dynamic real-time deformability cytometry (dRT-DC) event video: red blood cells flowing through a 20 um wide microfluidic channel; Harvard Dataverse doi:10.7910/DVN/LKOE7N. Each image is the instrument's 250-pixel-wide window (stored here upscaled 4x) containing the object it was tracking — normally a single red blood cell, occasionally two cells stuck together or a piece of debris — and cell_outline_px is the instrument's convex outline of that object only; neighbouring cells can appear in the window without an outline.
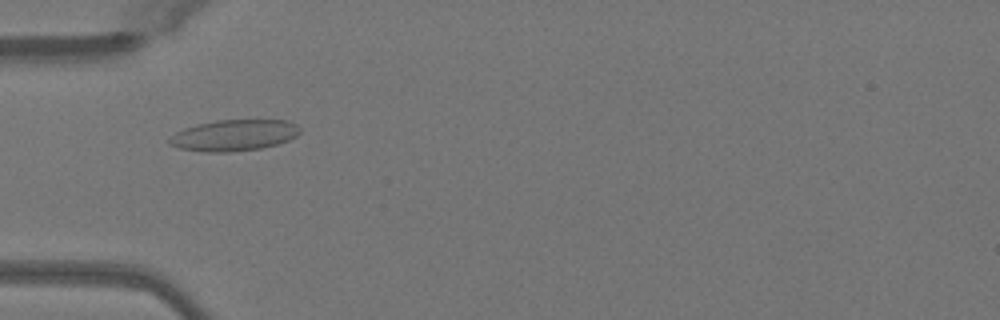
{"species": "Egyptian fruit bat (a non-hibernating species)", "species_latin": "Rousettus aegyptiacus", "temperature_condition": "warm", "stored_images_in_passage": 50, "camera_frame_rate_fps": 3000, "um_per_image_px": 0.085, "animal": {"sex": "female"}, "frame": {"image": 1, "passage_image": 16, "time_ms": 5.0, "image_size_px": [1000, 320], "cell_outline_px": [[300, 132], [296, 136], [288, 140], [276, 144], [260, 148], [228, 152], [204, 152], [180, 148], [168, 144], [168, 140], [176, 132], [184, 128], [196, 124], [216, 120], [288, 120], [296, 124], [300, 128]], "centroid_in_image_um": [19.88, 11.49], "position_along_channel_um": 65.1, "area_um2": 23.7}}
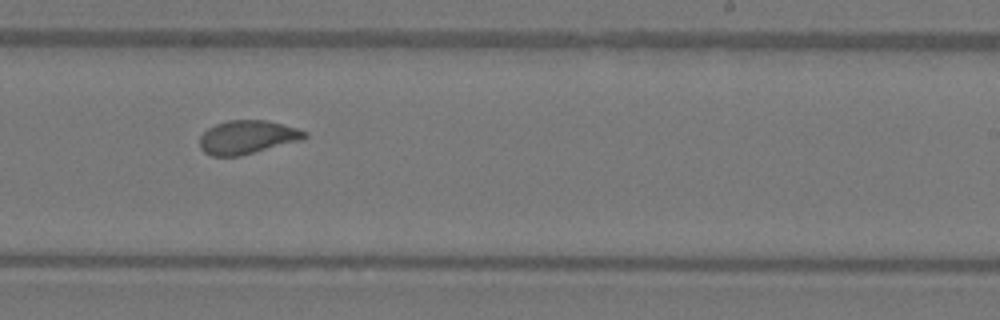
{"frame": {"image": 2, "passage_image": 31, "time_ms": 10.0, "image_size_px": [1000, 320], "cell_outline_px": [[308, 136], [304, 140], [240, 156], [212, 156], [204, 152], [200, 148], [200, 136], [208, 128], [216, 124], [228, 120], [268, 120], [296, 128], [308, 132]], "centroid_in_image_um": [21.05, 11.66], "position_along_channel_um": 267.9, "area_um2": 20.69}}
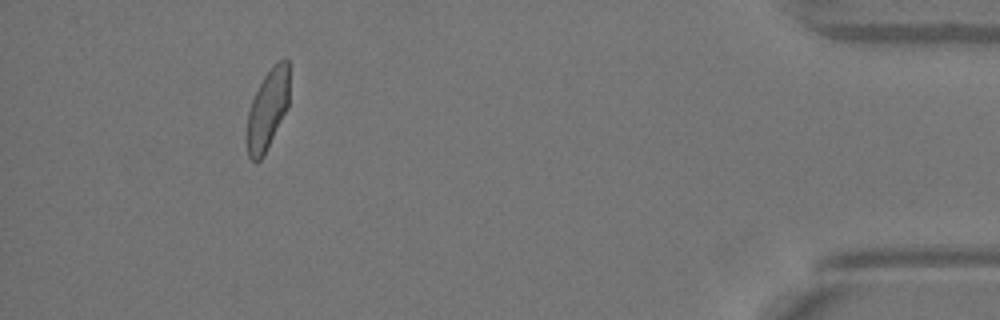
{"frame": {"image": 3, "passage_image": 46, "time_ms": 15.0, "image_size_px": [1000, 320], "cell_outline_px": [[288, 108], [264, 156], [256, 164], [248, 156], [244, 140], [248, 112], [252, 100], [264, 76], [284, 56], [288, 60]], "centroid_in_image_um": [22.7, 9.41], "position_along_channel_um": 412.5, "area_um2": 20.11}, "authors_computed_cell_mechanics": {"area_um2": 21.0392, "velocity_mm_per_s": 4.071, "shape_relaxation_time_tau1_ms": 8.8582, "shape_relaxation_time_tau2_ms": 0.7313, "deformation_change_tau1": 0.2136, "deformation_change_tau2": 0.0705}}